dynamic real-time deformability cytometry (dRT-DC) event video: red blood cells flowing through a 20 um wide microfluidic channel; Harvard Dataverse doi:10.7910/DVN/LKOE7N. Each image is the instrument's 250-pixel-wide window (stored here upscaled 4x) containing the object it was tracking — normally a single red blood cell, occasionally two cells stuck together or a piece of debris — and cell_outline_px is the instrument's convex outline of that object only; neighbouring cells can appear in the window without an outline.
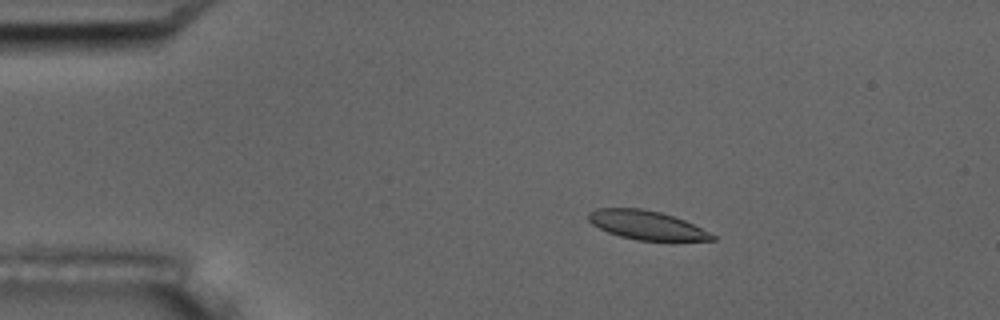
{"species": "common noctule bat (a hibernating species)", "species_latin": "Nyctalus noctula", "temperature_condition": "room temperature", "stored_images_in_passage": 5, "camera_frame_rate_fps": 3000, "um_per_image_px": 0.085, "animal": {"sex": "male", "body_mass_g": 17.5, "forearm_length_mm": 52.3}, "frame": {"image": 1, "passage_image": 2, "time_ms": 2.0, "image_size_px": [1000, 320], "cell_outline_px": [[716, 240], [636, 240], [620, 236], [608, 232], [592, 224], [588, 220], [588, 212], [596, 208], [640, 208], [660, 212], [684, 220], [716, 236]], "centroid_in_image_um": [54.91, 19.12], "position_along_channel_um": 30.1, "area_um2": 20.52}}
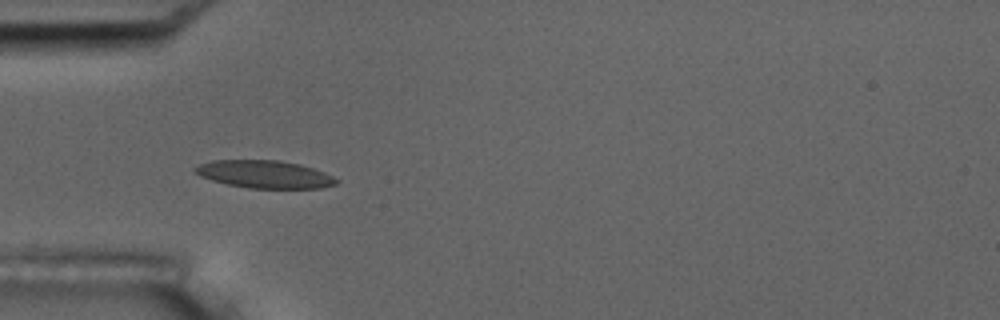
{"frame": {"image": 2, "passage_image": 4, "time_ms": 4.333, "image_size_px": [1000, 320], "cell_outline_px": [[340, 180], [336, 184], [320, 188], [248, 188], [228, 184], [212, 180], [200, 176], [192, 172], [192, 168], [200, 164], [212, 160], [280, 160], [300, 164], [324, 172]], "centroid_in_image_um": [22.46, 14.81], "position_along_channel_um": 62.5, "area_um2": 22.83}}